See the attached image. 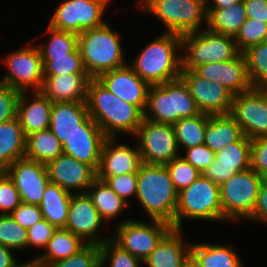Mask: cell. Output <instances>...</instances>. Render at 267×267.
<instances>
[{"label":"cell","mask_w":267,"mask_h":267,"mask_svg":"<svg viewBox=\"0 0 267 267\" xmlns=\"http://www.w3.org/2000/svg\"><path fill=\"white\" fill-rule=\"evenodd\" d=\"M86 103L89 116L107 138H117L118 133L135 135L144 119L137 106L114 95L97 79L89 81Z\"/></svg>","instance_id":"6da1fadb"},{"label":"cell","mask_w":267,"mask_h":267,"mask_svg":"<svg viewBox=\"0 0 267 267\" xmlns=\"http://www.w3.org/2000/svg\"><path fill=\"white\" fill-rule=\"evenodd\" d=\"M181 35L164 32L146 45L129 64L150 86L160 85L180 78L182 72Z\"/></svg>","instance_id":"7a4b0ae2"},{"label":"cell","mask_w":267,"mask_h":267,"mask_svg":"<svg viewBox=\"0 0 267 267\" xmlns=\"http://www.w3.org/2000/svg\"><path fill=\"white\" fill-rule=\"evenodd\" d=\"M136 198L151 219L164 221L174 228L178 193L165 165H140Z\"/></svg>","instance_id":"3957f363"},{"label":"cell","mask_w":267,"mask_h":267,"mask_svg":"<svg viewBox=\"0 0 267 267\" xmlns=\"http://www.w3.org/2000/svg\"><path fill=\"white\" fill-rule=\"evenodd\" d=\"M78 49L83 65L92 79L102 73L125 66L120 36L106 22L78 35Z\"/></svg>","instance_id":"277c9868"},{"label":"cell","mask_w":267,"mask_h":267,"mask_svg":"<svg viewBox=\"0 0 267 267\" xmlns=\"http://www.w3.org/2000/svg\"><path fill=\"white\" fill-rule=\"evenodd\" d=\"M200 113L188 86L181 78L150 86L144 111L145 119L174 125L181 118H191Z\"/></svg>","instance_id":"5b68a950"},{"label":"cell","mask_w":267,"mask_h":267,"mask_svg":"<svg viewBox=\"0 0 267 267\" xmlns=\"http://www.w3.org/2000/svg\"><path fill=\"white\" fill-rule=\"evenodd\" d=\"M181 42L182 49H185L182 69L193 70L204 64L233 60L241 54L233 36L207 28L181 35Z\"/></svg>","instance_id":"8992f818"},{"label":"cell","mask_w":267,"mask_h":267,"mask_svg":"<svg viewBox=\"0 0 267 267\" xmlns=\"http://www.w3.org/2000/svg\"><path fill=\"white\" fill-rule=\"evenodd\" d=\"M183 217L193 220L224 221L219 185L201 173L189 187L179 192L174 228H183Z\"/></svg>","instance_id":"52a82bcc"},{"label":"cell","mask_w":267,"mask_h":267,"mask_svg":"<svg viewBox=\"0 0 267 267\" xmlns=\"http://www.w3.org/2000/svg\"><path fill=\"white\" fill-rule=\"evenodd\" d=\"M137 4L161 20L167 33L184 35L207 23L206 0H138Z\"/></svg>","instance_id":"ba28073f"},{"label":"cell","mask_w":267,"mask_h":267,"mask_svg":"<svg viewBox=\"0 0 267 267\" xmlns=\"http://www.w3.org/2000/svg\"><path fill=\"white\" fill-rule=\"evenodd\" d=\"M261 184V176L250 168L231 176L220 185L224 219L238 221L244 218L248 220L253 213Z\"/></svg>","instance_id":"9c48e42d"},{"label":"cell","mask_w":267,"mask_h":267,"mask_svg":"<svg viewBox=\"0 0 267 267\" xmlns=\"http://www.w3.org/2000/svg\"><path fill=\"white\" fill-rule=\"evenodd\" d=\"M152 224L127 219L117 223L115 234L110 238L122 249L142 262L172 226L164 221L151 219Z\"/></svg>","instance_id":"30bf717a"},{"label":"cell","mask_w":267,"mask_h":267,"mask_svg":"<svg viewBox=\"0 0 267 267\" xmlns=\"http://www.w3.org/2000/svg\"><path fill=\"white\" fill-rule=\"evenodd\" d=\"M142 163L165 165L180 156L172 124L143 119L135 135Z\"/></svg>","instance_id":"8fae6325"},{"label":"cell","mask_w":267,"mask_h":267,"mask_svg":"<svg viewBox=\"0 0 267 267\" xmlns=\"http://www.w3.org/2000/svg\"><path fill=\"white\" fill-rule=\"evenodd\" d=\"M8 68L0 83L8 85L20 92L27 88L33 91H40L44 68L43 60L38 46H27L7 54L2 60Z\"/></svg>","instance_id":"7c38bea8"},{"label":"cell","mask_w":267,"mask_h":267,"mask_svg":"<svg viewBox=\"0 0 267 267\" xmlns=\"http://www.w3.org/2000/svg\"><path fill=\"white\" fill-rule=\"evenodd\" d=\"M108 0H65L57 7L50 22L52 28L75 33L102 26Z\"/></svg>","instance_id":"4fadbf2b"},{"label":"cell","mask_w":267,"mask_h":267,"mask_svg":"<svg viewBox=\"0 0 267 267\" xmlns=\"http://www.w3.org/2000/svg\"><path fill=\"white\" fill-rule=\"evenodd\" d=\"M230 115L247 138L267 137V91L252 88L234 95Z\"/></svg>","instance_id":"5bb4252c"},{"label":"cell","mask_w":267,"mask_h":267,"mask_svg":"<svg viewBox=\"0 0 267 267\" xmlns=\"http://www.w3.org/2000/svg\"><path fill=\"white\" fill-rule=\"evenodd\" d=\"M180 78L188 86L201 113L226 115L232 109L234 94L218 82L198 76L193 70L182 69Z\"/></svg>","instance_id":"9a60e30c"},{"label":"cell","mask_w":267,"mask_h":267,"mask_svg":"<svg viewBox=\"0 0 267 267\" xmlns=\"http://www.w3.org/2000/svg\"><path fill=\"white\" fill-rule=\"evenodd\" d=\"M16 186L22 203L39 205L50 182L46 164L21 158L4 171Z\"/></svg>","instance_id":"2e32d148"},{"label":"cell","mask_w":267,"mask_h":267,"mask_svg":"<svg viewBox=\"0 0 267 267\" xmlns=\"http://www.w3.org/2000/svg\"><path fill=\"white\" fill-rule=\"evenodd\" d=\"M103 221L87 193H72L64 229L80 237L87 244L101 245L110 239L109 237L99 238Z\"/></svg>","instance_id":"e0dca14e"},{"label":"cell","mask_w":267,"mask_h":267,"mask_svg":"<svg viewBox=\"0 0 267 267\" xmlns=\"http://www.w3.org/2000/svg\"><path fill=\"white\" fill-rule=\"evenodd\" d=\"M250 168L251 139L244 136L215 153V159L202 174L220 186L231 176Z\"/></svg>","instance_id":"ac0fdd59"},{"label":"cell","mask_w":267,"mask_h":267,"mask_svg":"<svg viewBox=\"0 0 267 267\" xmlns=\"http://www.w3.org/2000/svg\"><path fill=\"white\" fill-rule=\"evenodd\" d=\"M46 167L50 182L70 193H87L88 188L97 178V172L91 166L65 154L49 161Z\"/></svg>","instance_id":"d6986e66"},{"label":"cell","mask_w":267,"mask_h":267,"mask_svg":"<svg viewBox=\"0 0 267 267\" xmlns=\"http://www.w3.org/2000/svg\"><path fill=\"white\" fill-rule=\"evenodd\" d=\"M97 80L114 95L137 106L144 113L150 85L128 63L123 67L102 73Z\"/></svg>","instance_id":"ffe728a7"},{"label":"cell","mask_w":267,"mask_h":267,"mask_svg":"<svg viewBox=\"0 0 267 267\" xmlns=\"http://www.w3.org/2000/svg\"><path fill=\"white\" fill-rule=\"evenodd\" d=\"M106 136L89 116L62 145L63 154L91 166L96 172L100 164L101 149Z\"/></svg>","instance_id":"44dd1931"},{"label":"cell","mask_w":267,"mask_h":267,"mask_svg":"<svg viewBox=\"0 0 267 267\" xmlns=\"http://www.w3.org/2000/svg\"><path fill=\"white\" fill-rule=\"evenodd\" d=\"M193 71L209 81L218 82L228 88L234 95L244 93L252 89L246 60L240 54L233 60L225 62H212L197 66Z\"/></svg>","instance_id":"7402d4cb"},{"label":"cell","mask_w":267,"mask_h":267,"mask_svg":"<svg viewBox=\"0 0 267 267\" xmlns=\"http://www.w3.org/2000/svg\"><path fill=\"white\" fill-rule=\"evenodd\" d=\"M142 164L138 146L117 144V138H106L101 149L97 176H115L138 172Z\"/></svg>","instance_id":"603a6c76"},{"label":"cell","mask_w":267,"mask_h":267,"mask_svg":"<svg viewBox=\"0 0 267 267\" xmlns=\"http://www.w3.org/2000/svg\"><path fill=\"white\" fill-rule=\"evenodd\" d=\"M91 79L88 74L44 75L40 92L52 103L86 102Z\"/></svg>","instance_id":"cb8c5ba5"},{"label":"cell","mask_w":267,"mask_h":267,"mask_svg":"<svg viewBox=\"0 0 267 267\" xmlns=\"http://www.w3.org/2000/svg\"><path fill=\"white\" fill-rule=\"evenodd\" d=\"M26 92H21L17 102L16 117L19 120L25 137L46 130L50 127L53 103L40 91L32 92V101L27 99Z\"/></svg>","instance_id":"d4e9b609"},{"label":"cell","mask_w":267,"mask_h":267,"mask_svg":"<svg viewBox=\"0 0 267 267\" xmlns=\"http://www.w3.org/2000/svg\"><path fill=\"white\" fill-rule=\"evenodd\" d=\"M181 233L182 229L171 228L143 264L148 267H182L191 254V245L184 242Z\"/></svg>","instance_id":"484cf974"},{"label":"cell","mask_w":267,"mask_h":267,"mask_svg":"<svg viewBox=\"0 0 267 267\" xmlns=\"http://www.w3.org/2000/svg\"><path fill=\"white\" fill-rule=\"evenodd\" d=\"M88 117L86 102H54L49 129L63 145Z\"/></svg>","instance_id":"4316f807"},{"label":"cell","mask_w":267,"mask_h":267,"mask_svg":"<svg viewBox=\"0 0 267 267\" xmlns=\"http://www.w3.org/2000/svg\"><path fill=\"white\" fill-rule=\"evenodd\" d=\"M242 128L230 115H208L204 142L214 153L226 145L240 141L244 137Z\"/></svg>","instance_id":"83f0119b"},{"label":"cell","mask_w":267,"mask_h":267,"mask_svg":"<svg viewBox=\"0 0 267 267\" xmlns=\"http://www.w3.org/2000/svg\"><path fill=\"white\" fill-rule=\"evenodd\" d=\"M87 243L72 232L58 228L47 243V252L31 260L33 267H45L62 259L71 257L83 249Z\"/></svg>","instance_id":"f1b7e54d"},{"label":"cell","mask_w":267,"mask_h":267,"mask_svg":"<svg viewBox=\"0 0 267 267\" xmlns=\"http://www.w3.org/2000/svg\"><path fill=\"white\" fill-rule=\"evenodd\" d=\"M26 137L17 117L0 123V168L5 171L16 160L24 158Z\"/></svg>","instance_id":"f546056e"},{"label":"cell","mask_w":267,"mask_h":267,"mask_svg":"<svg viewBox=\"0 0 267 267\" xmlns=\"http://www.w3.org/2000/svg\"><path fill=\"white\" fill-rule=\"evenodd\" d=\"M72 193L62 189L55 183L49 182L39 208L41 209L43 219L58 228H65L69 204Z\"/></svg>","instance_id":"4dcf8cb0"},{"label":"cell","mask_w":267,"mask_h":267,"mask_svg":"<svg viewBox=\"0 0 267 267\" xmlns=\"http://www.w3.org/2000/svg\"><path fill=\"white\" fill-rule=\"evenodd\" d=\"M191 255L201 267H244L233 247L219 244H190Z\"/></svg>","instance_id":"1f68e13d"},{"label":"cell","mask_w":267,"mask_h":267,"mask_svg":"<svg viewBox=\"0 0 267 267\" xmlns=\"http://www.w3.org/2000/svg\"><path fill=\"white\" fill-rule=\"evenodd\" d=\"M208 30L235 36L245 20L247 14L243 0L223 9H206Z\"/></svg>","instance_id":"d6a6232c"},{"label":"cell","mask_w":267,"mask_h":267,"mask_svg":"<svg viewBox=\"0 0 267 267\" xmlns=\"http://www.w3.org/2000/svg\"><path fill=\"white\" fill-rule=\"evenodd\" d=\"M63 154L61 142L48 128L26 137L25 158L47 164Z\"/></svg>","instance_id":"836d02e7"},{"label":"cell","mask_w":267,"mask_h":267,"mask_svg":"<svg viewBox=\"0 0 267 267\" xmlns=\"http://www.w3.org/2000/svg\"><path fill=\"white\" fill-rule=\"evenodd\" d=\"M87 195L91 198L104 222L118 216L129 205L117 196L103 180L98 178L88 188Z\"/></svg>","instance_id":"e575fe53"},{"label":"cell","mask_w":267,"mask_h":267,"mask_svg":"<svg viewBox=\"0 0 267 267\" xmlns=\"http://www.w3.org/2000/svg\"><path fill=\"white\" fill-rule=\"evenodd\" d=\"M207 122L208 115L200 113L191 118H181L173 125L179 151L181 147L189 149L203 144Z\"/></svg>","instance_id":"d590c367"},{"label":"cell","mask_w":267,"mask_h":267,"mask_svg":"<svg viewBox=\"0 0 267 267\" xmlns=\"http://www.w3.org/2000/svg\"><path fill=\"white\" fill-rule=\"evenodd\" d=\"M242 54L246 60L252 88L265 89L267 87V41L251 46Z\"/></svg>","instance_id":"8d00e7d4"},{"label":"cell","mask_w":267,"mask_h":267,"mask_svg":"<svg viewBox=\"0 0 267 267\" xmlns=\"http://www.w3.org/2000/svg\"><path fill=\"white\" fill-rule=\"evenodd\" d=\"M50 34L48 45L38 46L41 57H60L72 53L78 47V35L72 32L57 30L50 25L47 27Z\"/></svg>","instance_id":"74e56055"},{"label":"cell","mask_w":267,"mask_h":267,"mask_svg":"<svg viewBox=\"0 0 267 267\" xmlns=\"http://www.w3.org/2000/svg\"><path fill=\"white\" fill-rule=\"evenodd\" d=\"M43 60L44 75L88 74L78 47L66 56L41 57Z\"/></svg>","instance_id":"f35d334b"},{"label":"cell","mask_w":267,"mask_h":267,"mask_svg":"<svg viewBox=\"0 0 267 267\" xmlns=\"http://www.w3.org/2000/svg\"><path fill=\"white\" fill-rule=\"evenodd\" d=\"M234 40L242 54L251 46L267 41V24L258 19L247 18L234 36Z\"/></svg>","instance_id":"ab89813d"},{"label":"cell","mask_w":267,"mask_h":267,"mask_svg":"<svg viewBox=\"0 0 267 267\" xmlns=\"http://www.w3.org/2000/svg\"><path fill=\"white\" fill-rule=\"evenodd\" d=\"M0 245L12 250L27 247V229L16 222L10 214H0Z\"/></svg>","instance_id":"60d3db41"},{"label":"cell","mask_w":267,"mask_h":267,"mask_svg":"<svg viewBox=\"0 0 267 267\" xmlns=\"http://www.w3.org/2000/svg\"><path fill=\"white\" fill-rule=\"evenodd\" d=\"M101 267L109 261V267H143L141 260L118 246L111 238L99 245Z\"/></svg>","instance_id":"b9f144b4"},{"label":"cell","mask_w":267,"mask_h":267,"mask_svg":"<svg viewBox=\"0 0 267 267\" xmlns=\"http://www.w3.org/2000/svg\"><path fill=\"white\" fill-rule=\"evenodd\" d=\"M177 193L189 187L201 172L189 164L182 155L165 164Z\"/></svg>","instance_id":"7bdbcfd3"},{"label":"cell","mask_w":267,"mask_h":267,"mask_svg":"<svg viewBox=\"0 0 267 267\" xmlns=\"http://www.w3.org/2000/svg\"><path fill=\"white\" fill-rule=\"evenodd\" d=\"M45 267H101L100 247L97 244H87L77 254Z\"/></svg>","instance_id":"ee69618b"},{"label":"cell","mask_w":267,"mask_h":267,"mask_svg":"<svg viewBox=\"0 0 267 267\" xmlns=\"http://www.w3.org/2000/svg\"><path fill=\"white\" fill-rule=\"evenodd\" d=\"M103 180L112 191L121 197L126 203L130 197L136 196L137 193V172L119 174L115 176H97Z\"/></svg>","instance_id":"f6af8a7d"},{"label":"cell","mask_w":267,"mask_h":267,"mask_svg":"<svg viewBox=\"0 0 267 267\" xmlns=\"http://www.w3.org/2000/svg\"><path fill=\"white\" fill-rule=\"evenodd\" d=\"M19 192L10 177L3 172L0 175V214L8 215L20 204Z\"/></svg>","instance_id":"bcb514c9"},{"label":"cell","mask_w":267,"mask_h":267,"mask_svg":"<svg viewBox=\"0 0 267 267\" xmlns=\"http://www.w3.org/2000/svg\"><path fill=\"white\" fill-rule=\"evenodd\" d=\"M20 91L0 83V123L16 117Z\"/></svg>","instance_id":"7dc6e473"},{"label":"cell","mask_w":267,"mask_h":267,"mask_svg":"<svg viewBox=\"0 0 267 267\" xmlns=\"http://www.w3.org/2000/svg\"><path fill=\"white\" fill-rule=\"evenodd\" d=\"M57 228L47 220L42 219L27 230V248H45Z\"/></svg>","instance_id":"c3c4849f"},{"label":"cell","mask_w":267,"mask_h":267,"mask_svg":"<svg viewBox=\"0 0 267 267\" xmlns=\"http://www.w3.org/2000/svg\"><path fill=\"white\" fill-rule=\"evenodd\" d=\"M185 151V155L182 157L201 173H203L215 159V153L205 144L185 149Z\"/></svg>","instance_id":"681fc988"},{"label":"cell","mask_w":267,"mask_h":267,"mask_svg":"<svg viewBox=\"0 0 267 267\" xmlns=\"http://www.w3.org/2000/svg\"><path fill=\"white\" fill-rule=\"evenodd\" d=\"M10 216L27 230L43 219L39 205L25 203H21Z\"/></svg>","instance_id":"f907efd6"},{"label":"cell","mask_w":267,"mask_h":267,"mask_svg":"<svg viewBox=\"0 0 267 267\" xmlns=\"http://www.w3.org/2000/svg\"><path fill=\"white\" fill-rule=\"evenodd\" d=\"M251 169L259 175L267 171V137L251 139Z\"/></svg>","instance_id":"816d5d0a"},{"label":"cell","mask_w":267,"mask_h":267,"mask_svg":"<svg viewBox=\"0 0 267 267\" xmlns=\"http://www.w3.org/2000/svg\"><path fill=\"white\" fill-rule=\"evenodd\" d=\"M247 18L258 19L267 24V0H243Z\"/></svg>","instance_id":"f5cc1de1"},{"label":"cell","mask_w":267,"mask_h":267,"mask_svg":"<svg viewBox=\"0 0 267 267\" xmlns=\"http://www.w3.org/2000/svg\"><path fill=\"white\" fill-rule=\"evenodd\" d=\"M267 223V186L261 184L256 198L253 213L249 220Z\"/></svg>","instance_id":"db71d44e"},{"label":"cell","mask_w":267,"mask_h":267,"mask_svg":"<svg viewBox=\"0 0 267 267\" xmlns=\"http://www.w3.org/2000/svg\"><path fill=\"white\" fill-rule=\"evenodd\" d=\"M13 251L6 246L0 245V267H18L20 265V263H17Z\"/></svg>","instance_id":"11a10c76"},{"label":"cell","mask_w":267,"mask_h":267,"mask_svg":"<svg viewBox=\"0 0 267 267\" xmlns=\"http://www.w3.org/2000/svg\"><path fill=\"white\" fill-rule=\"evenodd\" d=\"M213 3H208L210 0H206V9H223L226 7H230L235 3H238L242 0H211Z\"/></svg>","instance_id":"9f6ffc18"},{"label":"cell","mask_w":267,"mask_h":267,"mask_svg":"<svg viewBox=\"0 0 267 267\" xmlns=\"http://www.w3.org/2000/svg\"><path fill=\"white\" fill-rule=\"evenodd\" d=\"M182 267H201L197 260L190 254L189 257L184 261Z\"/></svg>","instance_id":"6f0895ef"},{"label":"cell","mask_w":267,"mask_h":267,"mask_svg":"<svg viewBox=\"0 0 267 267\" xmlns=\"http://www.w3.org/2000/svg\"><path fill=\"white\" fill-rule=\"evenodd\" d=\"M261 176V183L267 186V171L260 174Z\"/></svg>","instance_id":"680465c9"},{"label":"cell","mask_w":267,"mask_h":267,"mask_svg":"<svg viewBox=\"0 0 267 267\" xmlns=\"http://www.w3.org/2000/svg\"><path fill=\"white\" fill-rule=\"evenodd\" d=\"M18 267H33L32 262H26L25 264H20Z\"/></svg>","instance_id":"91938a15"},{"label":"cell","mask_w":267,"mask_h":267,"mask_svg":"<svg viewBox=\"0 0 267 267\" xmlns=\"http://www.w3.org/2000/svg\"><path fill=\"white\" fill-rule=\"evenodd\" d=\"M4 171L0 168V175L3 173Z\"/></svg>","instance_id":"94428289"}]
</instances>
